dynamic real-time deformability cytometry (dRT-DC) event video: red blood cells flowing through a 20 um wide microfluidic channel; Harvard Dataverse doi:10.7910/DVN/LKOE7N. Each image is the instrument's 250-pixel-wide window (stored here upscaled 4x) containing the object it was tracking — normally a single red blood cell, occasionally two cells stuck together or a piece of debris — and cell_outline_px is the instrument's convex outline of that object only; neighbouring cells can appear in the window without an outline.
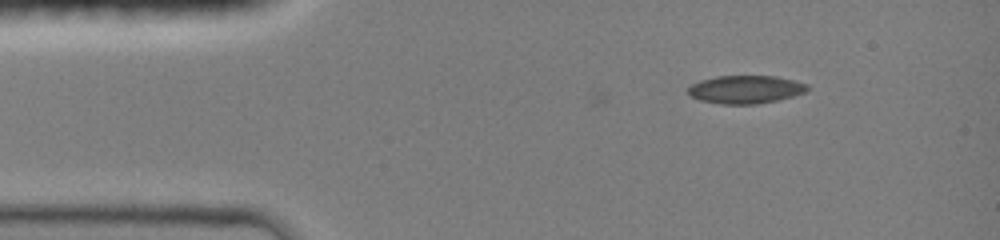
{"species": "common noctule bat (a hibernating species)", "species_latin": "Nyctalus noctula", "temperature_condition": "room temperature", "stored_images_in_passage": 2, "camera_frame_rate_fps": 3000, "um_per_image_px": 0.085, "animal": {"sex": "female", "body_mass_g": 19.0, "forearm_length_mm": 51.5}, "frame": {"image": 1, "passage_image": 2, "time_ms": 0.667, "image_size_px": [1000, 240], "cell_outline_px": [[808, 88], [804, 92], [792, 96], [776, 100], [756, 104], [720, 104], [700, 100], [692, 96], [688, 92], [688, 88], [692, 84], [700, 80], [716, 76], [776, 76], [808, 84]], "centroid_in_image_um": [63.35, 7.6], "position_along_channel_um": 21.7, "area_um2": 19.31}}